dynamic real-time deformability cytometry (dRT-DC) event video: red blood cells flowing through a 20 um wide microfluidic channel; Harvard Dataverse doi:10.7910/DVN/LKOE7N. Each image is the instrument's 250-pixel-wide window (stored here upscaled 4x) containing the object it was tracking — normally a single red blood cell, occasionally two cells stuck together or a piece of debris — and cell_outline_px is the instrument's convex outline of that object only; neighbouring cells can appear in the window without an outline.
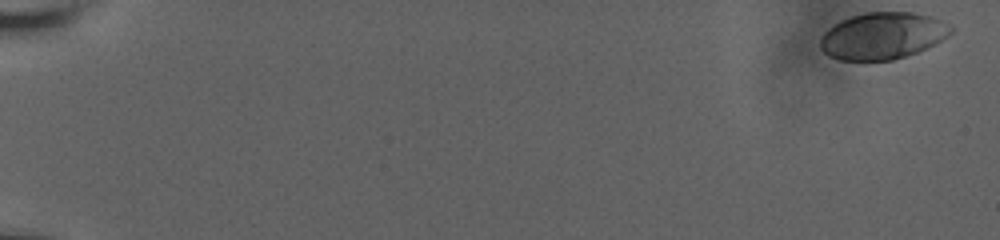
{"species": "human", "species_latin": "Homo sapiens", "temperature_condition": "room temperature", "stored_images_in_passage": 60, "camera_frame_rate_fps": 3000, "um_per_image_px": 0.085, "donor": {"sex": "male"}, "frame": {"image": 1, "passage_image": 1, "time_ms": 0.0, "image_size_px": [1000, 240], "cell_outline_px": [[952, 32], [948, 36], [936, 44], [916, 52], [892, 60], [840, 60], [828, 56], [820, 48], [820, 36], [828, 28], [852, 16], [868, 12], [912, 12], [932, 16], [948, 24], [952, 28]], "centroid_in_image_um": [75.02, 3.05], "position_along_channel_um": 10.0, "area_um2": 35.49}}
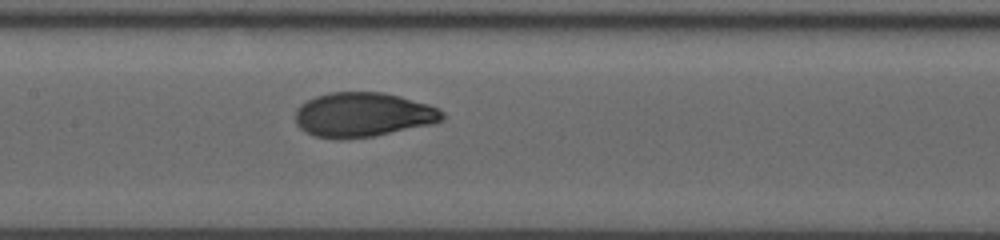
{"frame": {"image": 2, "passage_image": 32, "time_ms": 10.333, "image_size_px": [1000, 240], "cell_outline_px": [[444, 120], [432, 124], [372, 136], [344, 140], [336, 140], [316, 136], [300, 128], [296, 124], [296, 108], [300, 104], [316, 96], [328, 92], [384, 92], [400, 96], [428, 104], [444, 112]], "centroid_in_image_um": [30.84, 9.75], "position_along_channel_um": 176.6, "area_um2": 38.21}}
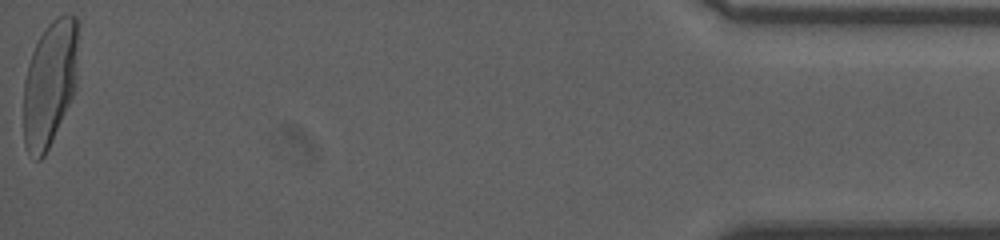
{"frame": {"image": 3, "passage_image": 60, "time_ms": 19.667, "image_size_px": [1000, 240], "cell_outline_px": [[80, 24], [76, 80], [72, 96], [52, 140], [44, 156], [40, 160], [36, 160], [28, 152], [24, 144], [24, 80], [28, 64], [32, 52], [40, 36], [48, 24], [56, 16], [68, 12], [76, 16]], "centroid_in_image_um": [4.26, 6.99], "position_along_channel_um": 430.9, "area_um2": 40.34}, "authors_computed_cell_mechanics": {"area_um2": 37.3099, "velocity_mm_per_s": 3.6421, "shape_relaxation_time_tau1_ms": 3.3851, "shape_relaxation_time_tau2_ms": null, "deformation_change_tau1": 0.1769, "deformation_change_tau2": null}}